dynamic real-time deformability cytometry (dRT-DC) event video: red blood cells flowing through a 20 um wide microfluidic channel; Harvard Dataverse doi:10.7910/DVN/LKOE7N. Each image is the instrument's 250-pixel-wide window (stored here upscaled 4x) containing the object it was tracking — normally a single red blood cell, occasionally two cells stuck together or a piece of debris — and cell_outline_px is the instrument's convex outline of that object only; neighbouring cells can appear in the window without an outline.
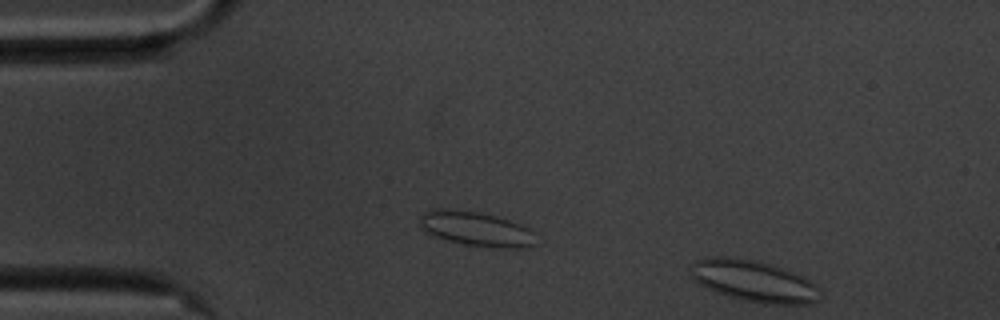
{"species": "common noctule bat (a hibernating species)", "species_latin": "Nyctalus noctula", "temperature_condition": "cold", "stored_images_in_passage": 7, "segment_of_instrument_passage": [2, 2], "camera_frame_rate_fps": 3000, "um_per_image_px": 0.085, "animal": {"sex": "male", "body_mass_g": 20.1, "forearm_length_mm": 53.5}, "frame": {"image": 1, "passage_image": 7, "time_ms": 2.0, "image_size_px": [1000, 320], "cell_outline_px": [[820, 300], [812, 304], [764, 304], [744, 300], [728, 296], [716, 292], [700, 284], [692, 276], [692, 264], [696, 260], [704, 256], [724, 256], [756, 260], [784, 268], [804, 276], [816, 284], [820, 288]], "centroid_in_image_um": [64.13, 23.89], "position_along_channel_um": 20.9, "area_um2": 31.56}}